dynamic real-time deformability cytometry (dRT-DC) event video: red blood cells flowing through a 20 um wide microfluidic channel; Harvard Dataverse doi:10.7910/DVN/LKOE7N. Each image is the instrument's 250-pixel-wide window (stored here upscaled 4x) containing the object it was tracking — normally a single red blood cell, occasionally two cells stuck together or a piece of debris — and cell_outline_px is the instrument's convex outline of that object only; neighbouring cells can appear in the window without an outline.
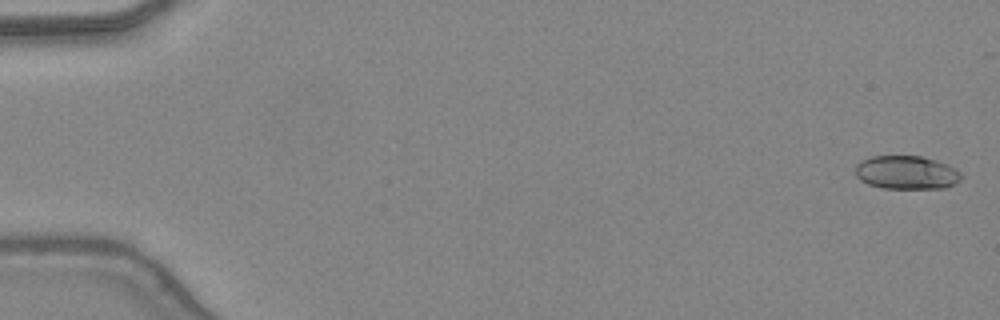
{"species": "common noctule bat (a hibernating species)", "species_latin": "Nyctalus noctula", "temperature_condition": "warm", "stored_images_in_passage": 47, "camera_frame_rate_fps": 3000, "um_per_image_px": 0.085, "animal": {"sex": "female", "body_mass_g": 24.6, "forearm_length_mm": 56.2}, "frame": {"image": 1, "passage_image": 1, "time_ms": 0.0, "image_size_px": [1000, 320], "cell_outline_px": [[964, 176], [960, 180], [944, 188], [884, 188], [868, 184], [860, 180], [856, 176], [856, 164], [860, 160], [872, 156], [920, 156], [936, 160], [948, 164], [956, 168]], "centroid_in_image_um": [77.06, 14.65], "position_along_channel_um": 7.9, "area_um2": 20.75}}
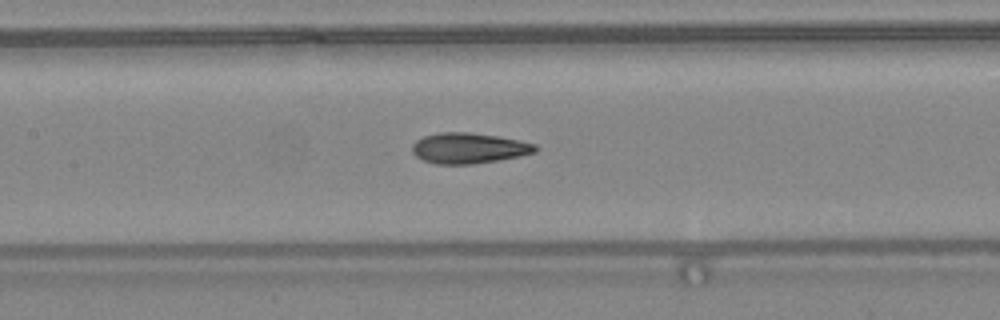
{"frame": {"image": 2, "passage_image": 23, "time_ms": 7.333, "image_size_px": [1000, 320], "cell_outline_px": [[536, 152], [520, 156], [472, 164], [436, 164], [424, 160], [416, 156], [412, 152], [412, 144], [416, 140], [424, 136], [440, 132], [468, 132], [496, 136], [520, 140], [536, 144]], "centroid_in_image_um": [39.83, 12.59], "position_along_channel_um": 167.6, "area_um2": 21.85}}
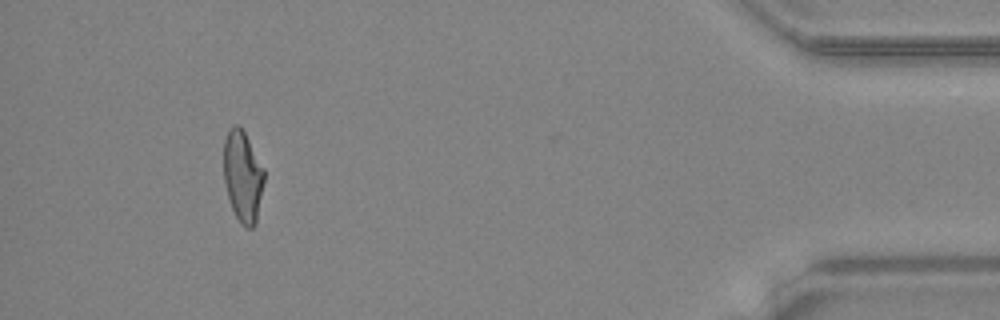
{"frame": {"image": 3, "passage_image": 44, "time_ms": 14.333, "image_size_px": [1000, 320], "cell_outline_px": [[264, 180], [256, 224], [252, 228], [248, 228], [240, 224], [232, 208], [228, 196], [224, 180], [224, 140], [228, 128], [232, 124], [236, 124], [244, 132], [264, 168]], "centroid_in_image_um": [20.63, 14.99], "position_along_channel_um": 414.6, "area_um2": 21.44}, "authors_computed_cell_mechanics": {"area_um2": 21.5016, "velocity_mm_per_s": 4.439, "shape_relaxation_time_tau1_ms": 10.4873, "shape_relaxation_time_tau2_ms": 1.7868, "deformation_change_tau1": 0.3107, "deformation_change_tau2": 0.1011}}